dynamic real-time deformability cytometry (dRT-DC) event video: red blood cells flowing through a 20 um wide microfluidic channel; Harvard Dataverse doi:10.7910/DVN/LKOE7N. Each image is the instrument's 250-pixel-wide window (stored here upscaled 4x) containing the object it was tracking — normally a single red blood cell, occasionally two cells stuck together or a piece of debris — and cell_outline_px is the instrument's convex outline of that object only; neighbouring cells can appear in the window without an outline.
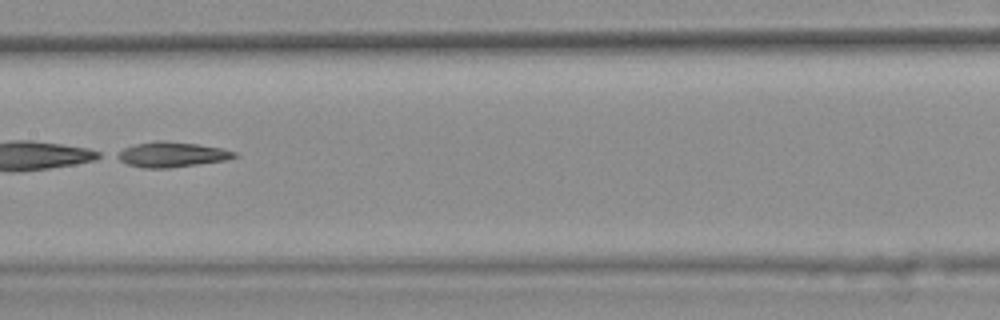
{"species": "common noctule bat (a hibernating species)", "species_latin": "Nyctalus noctula", "temperature_condition": "warm", "stored_images_in_passage": 47, "camera_frame_rate_fps": 3000, "um_per_image_px": 0.085, "animal": {"sex": "female", "body_mass_g": 25.1}, "frame": {"image": 1, "passage_image": 27, "time_ms": 8.667, "image_size_px": [1000, 320], "cell_outline_px": [[240, 156], [228, 160], [168, 168], [144, 168], [128, 164], [112, 156], [116, 152], [124, 148], [136, 144], [156, 140], [164, 140], [196, 144], [224, 148], [236, 152]], "centroid_in_image_um": [14.61, 13.13], "position_along_channel_um": 192.8, "area_um2": 17.4}}